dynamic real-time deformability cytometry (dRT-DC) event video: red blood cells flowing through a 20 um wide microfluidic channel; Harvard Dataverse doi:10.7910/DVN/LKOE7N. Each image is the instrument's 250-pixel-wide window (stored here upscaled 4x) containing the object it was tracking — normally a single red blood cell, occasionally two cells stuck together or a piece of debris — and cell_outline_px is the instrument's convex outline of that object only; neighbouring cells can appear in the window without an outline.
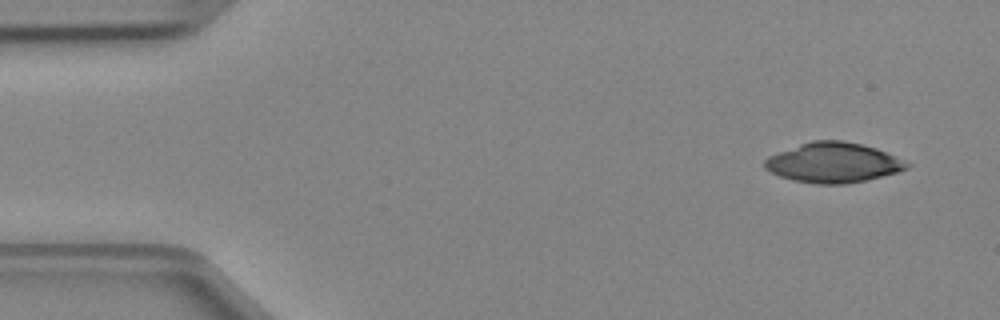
{"species": "Egyptian fruit bat (a non-hibernating species)", "species_latin": "Rousettus aegyptiacus", "temperature_condition": "cold", "stored_images_in_passage": 5, "camera_frame_rate_fps": 3000, "um_per_image_px": 0.085, "animal": {"sex": "female"}, "frame": {"image": 1, "passage_image": 1, "time_ms": 0.0, "image_size_px": [1000, 320], "cell_outline_px": [[912, 164], [908, 168], [896, 172], [868, 180], [844, 184], [816, 184], [792, 180], [780, 176], [764, 168], [764, 160], [768, 156], [800, 144], [812, 140], [840, 140], [860, 144], [876, 148], [896, 156]], "centroid_in_image_um": [70.83, 13.83], "position_along_channel_um": 14.2, "area_um2": 33.06}}